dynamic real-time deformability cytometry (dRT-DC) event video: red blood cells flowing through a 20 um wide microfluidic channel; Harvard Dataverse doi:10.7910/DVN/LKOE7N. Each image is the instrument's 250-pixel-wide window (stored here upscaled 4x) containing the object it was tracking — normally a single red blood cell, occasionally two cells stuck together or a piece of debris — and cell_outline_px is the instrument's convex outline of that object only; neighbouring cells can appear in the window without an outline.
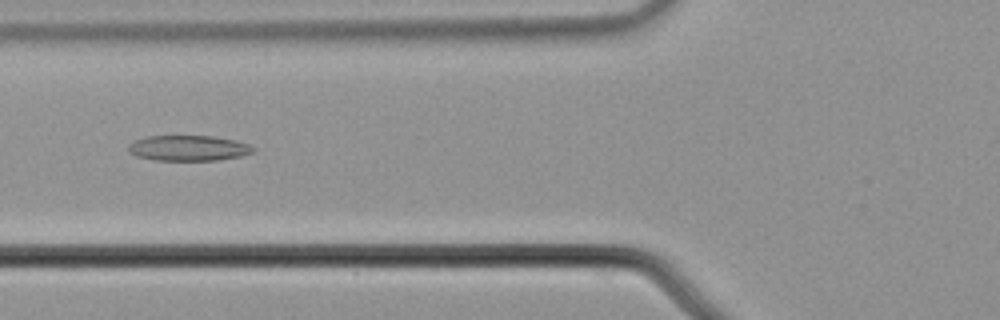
{"species": "common noctule bat (a hibernating species)", "species_latin": "Nyctalus noctula", "temperature_condition": "cold", "stored_images_in_passage": 51, "camera_frame_rate_fps": 3000, "um_per_image_px": 0.085, "animal": {"sex": "male", "body_mass_g": 21.5, "forearm_length_mm": 52.0}, "frame": {"image": 1, "passage_image": 17, "time_ms": 5.333, "image_size_px": [1000, 320], "cell_outline_px": [[256, 148], [252, 152], [240, 156], [216, 160], [156, 160], [136, 156], [128, 152], [128, 144], [136, 140], [148, 136], [212, 136], [236, 140], [248, 144]], "centroid_in_image_um": [16.0, 12.58], "position_along_channel_um": 109.8, "area_um2": 18.44}}
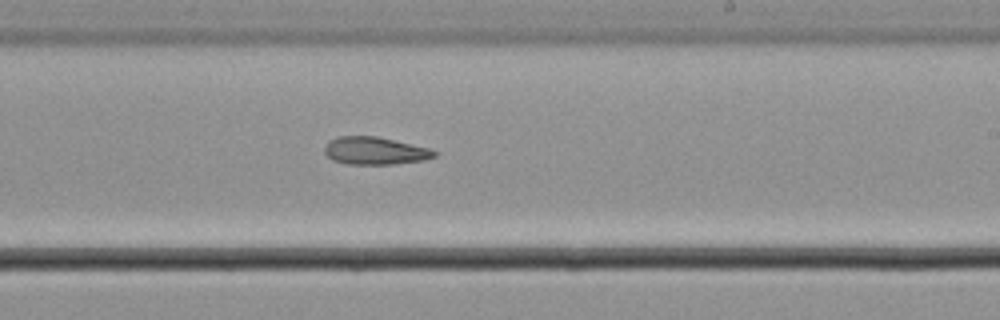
{"frame": {"image": 2, "passage_image": 29, "time_ms": 9.333, "image_size_px": [1000, 320], "cell_outline_px": [[440, 152], [436, 156], [424, 160], [392, 164], [348, 164], [332, 160], [324, 152], [324, 148], [328, 140], [336, 136], [376, 136], [432, 148]], "centroid_in_image_um": [31.89, 12.81], "position_along_channel_um": 257.1, "area_um2": 17.92}}
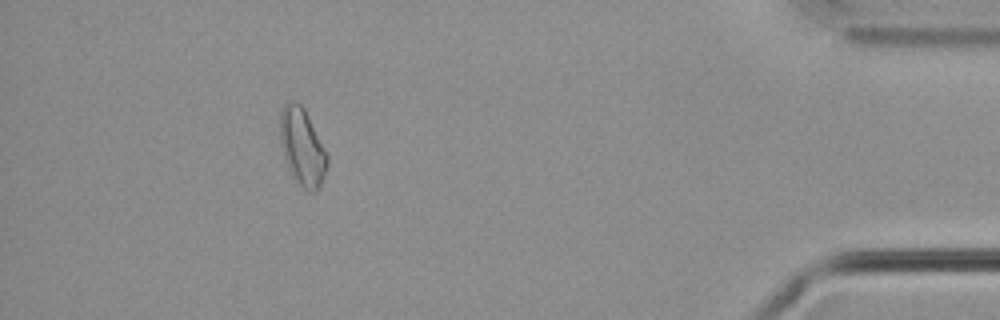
{"frame": {"image": 3, "passage_image": 46, "time_ms": 15.0, "image_size_px": [1000, 320], "cell_outline_px": [[328, 164], [324, 176], [316, 192], [308, 192], [292, 176], [284, 156], [280, 140], [280, 112], [284, 104], [288, 100], [296, 100], [304, 108], [328, 152]], "centroid_in_image_um": [25.71, 12.46], "position_along_channel_um": 409.5, "area_um2": 21.39}}